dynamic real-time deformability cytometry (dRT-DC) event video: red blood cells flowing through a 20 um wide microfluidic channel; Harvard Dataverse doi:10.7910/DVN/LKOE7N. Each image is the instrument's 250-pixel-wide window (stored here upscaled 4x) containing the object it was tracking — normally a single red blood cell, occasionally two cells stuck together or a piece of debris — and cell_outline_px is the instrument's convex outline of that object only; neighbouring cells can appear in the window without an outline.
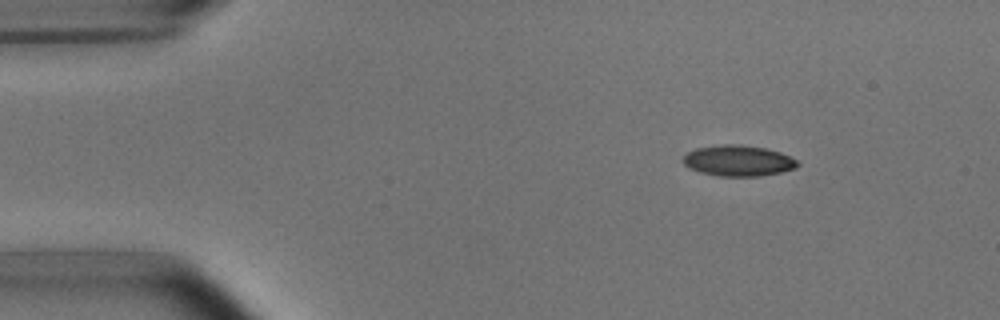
{"species": "common noctule bat (a hibernating species)", "species_latin": "Nyctalus noctula", "temperature_condition": "room temperature", "stored_images_in_passage": 4, "camera_frame_rate_fps": 3000, "um_per_image_px": 0.085, "animal": {"sex": "male", "body_mass_g": 15.6}, "frame": {"image": 1, "passage_image": 2, "time_ms": 1.0, "image_size_px": [1000, 320], "cell_outline_px": [[800, 164], [796, 168], [780, 172], [760, 176], [720, 176], [700, 172], [688, 168], [684, 164], [684, 156], [688, 152], [696, 148], [720, 144], [740, 144], [764, 148], [780, 152], [796, 160]], "centroid_in_image_um": [62.74, 13.66], "position_along_channel_um": 22.3, "area_um2": 20.52}}
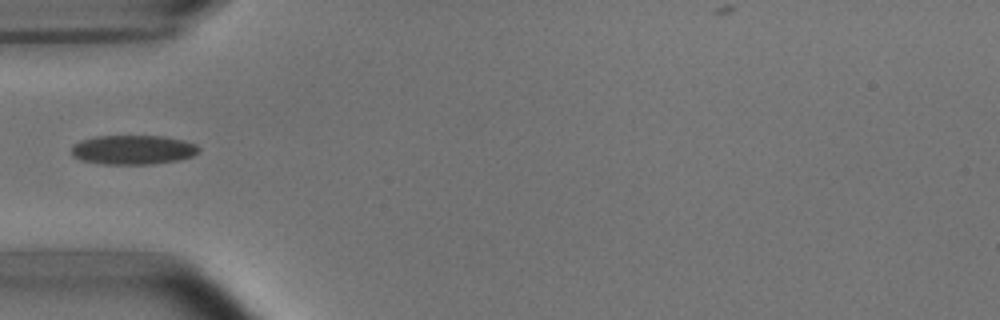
{"frame": {"image": 2, "passage_image": 4, "time_ms": 4.333, "image_size_px": [1000, 320], "cell_outline_px": [[200, 152], [192, 156], [180, 160], [152, 164], [100, 164], [80, 160], [72, 156], [72, 144], [80, 140], [96, 136], [164, 136], [184, 140], [196, 144], [200, 148]], "centroid_in_image_um": [11.31, 12.73], "position_along_channel_um": 73.7, "area_um2": 22.08}}